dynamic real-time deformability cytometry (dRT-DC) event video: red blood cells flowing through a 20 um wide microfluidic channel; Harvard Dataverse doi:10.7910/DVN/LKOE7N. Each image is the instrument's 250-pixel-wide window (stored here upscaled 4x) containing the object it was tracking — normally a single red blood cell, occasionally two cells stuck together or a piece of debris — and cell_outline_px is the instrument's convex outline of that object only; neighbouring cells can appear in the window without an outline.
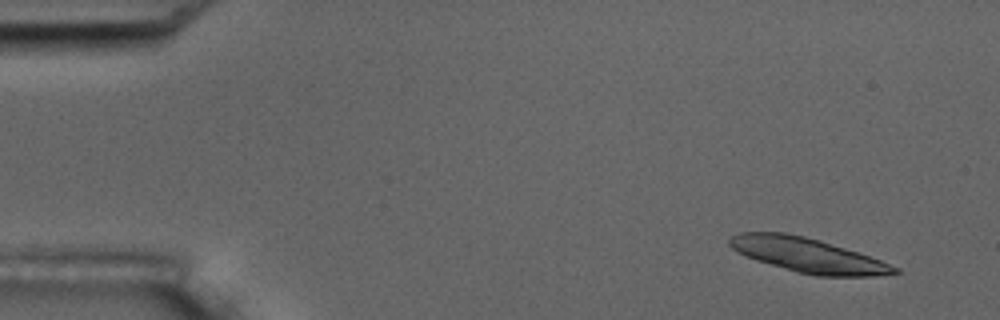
{"species": "common noctule bat (a hibernating species)", "species_latin": "Nyctalus noctula", "temperature_condition": "room temperature", "stored_images_in_passage": 10, "camera_frame_rate_fps": 3000, "um_per_image_px": 0.085, "animal": {"sex": "male", "body_mass_g": 17.5, "forearm_length_mm": 52.3}, "frame": {"image": 1, "passage_image": 2, "time_ms": 1.0, "image_size_px": [1000, 320], "cell_outline_px": [[900, 272], [876, 276], [816, 276], [796, 272], [756, 260], [732, 248], [728, 244], [728, 240], [732, 236], [740, 232], [784, 232], [804, 236], [820, 240], [880, 260], [900, 268]], "centroid_in_image_um": [68.65, 21.69], "position_along_channel_um": 16.3, "area_um2": 32.77}}
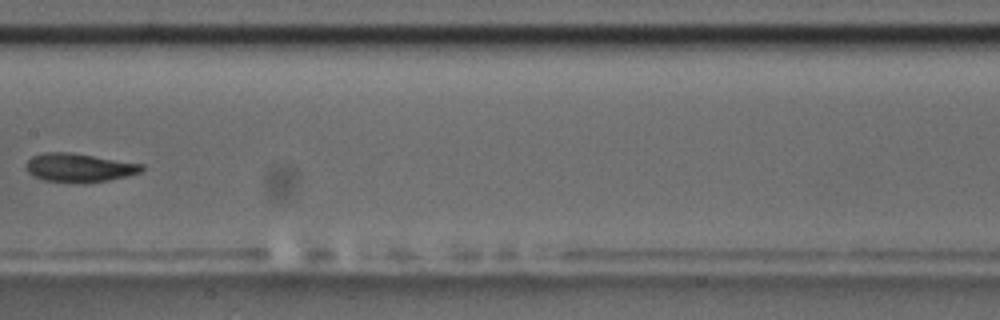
{"frame": {"image": 2, "passage_image": 9, "time_ms": 9.333, "image_size_px": [1000, 320], "cell_outline_px": [[144, 168], [140, 172], [108, 180], [84, 184], [76, 184], [44, 180], [28, 172], [24, 168], [28, 160], [32, 156], [44, 152], [72, 152], [144, 164]], "centroid_in_image_um": [6.71, 14.25], "position_along_channel_um": 200.7, "area_um2": 19.54}}
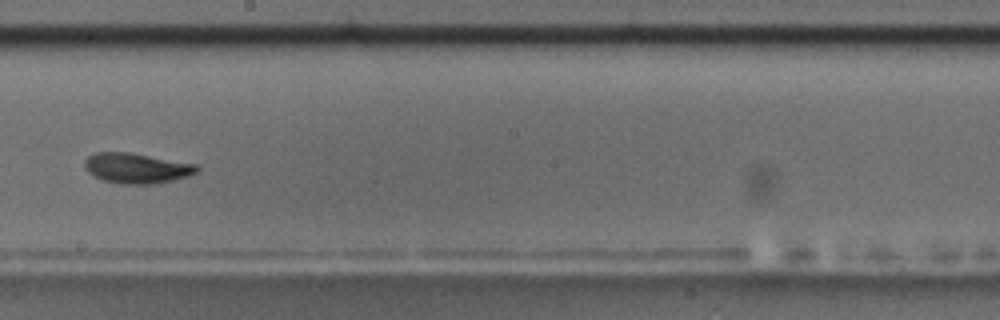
{"frame": {"image": 3, "passage_image": 10, "time_ms": 10.333, "image_size_px": [1000, 320], "cell_outline_px": [[200, 168], [196, 172], [188, 176], [156, 184], [120, 184], [104, 180], [88, 172], [84, 164], [84, 160], [88, 156], [96, 152], [128, 152], [196, 164]], "centroid_in_image_um": [11.61, 14.29], "position_along_channel_um": 236.6, "area_um2": 19.65}}